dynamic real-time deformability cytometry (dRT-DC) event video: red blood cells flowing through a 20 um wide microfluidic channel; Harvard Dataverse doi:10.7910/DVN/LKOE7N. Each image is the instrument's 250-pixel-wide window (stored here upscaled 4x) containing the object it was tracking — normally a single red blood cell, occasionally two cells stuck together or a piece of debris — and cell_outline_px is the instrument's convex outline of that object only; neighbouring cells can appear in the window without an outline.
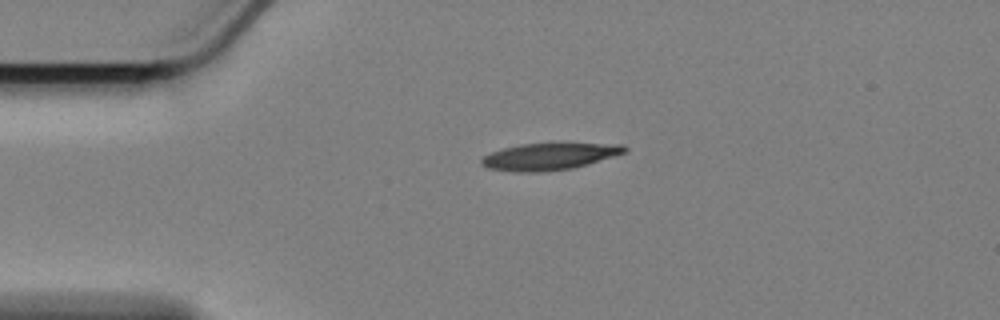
{"species": "Egyptian fruit bat (a non-hibernating species)", "species_latin": "Rousettus aegyptiacus", "temperature_condition": "cold", "stored_images_in_passage": 33, "camera_frame_rate_fps": 3000, "um_per_image_px": 0.085, "animal": {"sex": "female"}, "frame": {"image": 1, "passage_image": 1, "time_ms": 0.0, "image_size_px": [1000, 320], "cell_outline_px": [[628, 152], [588, 164], [572, 168], [540, 172], [516, 172], [488, 168], [480, 164], [480, 160], [484, 156], [492, 152], [504, 148], [520, 144], [624, 144], [628, 148]], "centroid_in_image_um": [46.7, 13.31], "position_along_channel_um": 38.3, "area_um2": 22.2}}
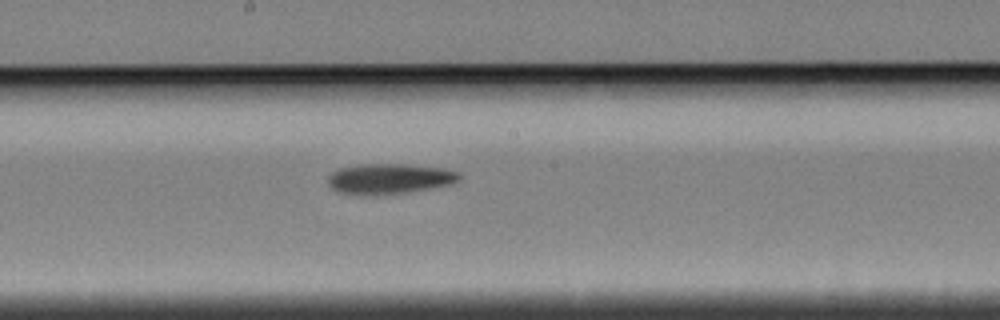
{"frame": {"image": 2, "passage_image": 19, "time_ms": 6.0, "image_size_px": [1000, 320], "cell_outline_px": [[460, 180], [452, 184], [408, 192], [360, 196], [336, 192], [328, 184], [328, 176], [332, 172], [340, 168], [356, 164], [404, 164], [444, 168], [460, 172]], "centroid_in_image_um": [33.07, 15.19], "position_along_channel_um": 215.1, "area_um2": 23.52}}
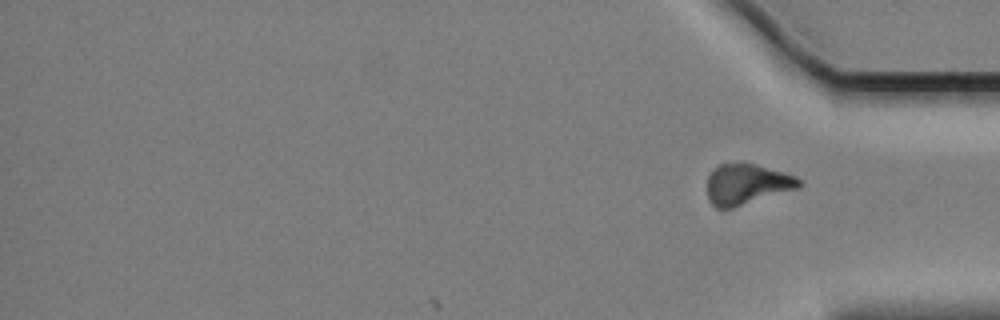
{"frame": {"image": 3, "passage_image": 33, "time_ms": 10.667, "image_size_px": [1000, 320], "cell_outline_px": [[804, 184], [800, 188], [732, 208], [716, 208], [708, 200], [708, 176], [712, 168], [720, 164], [756, 164], [784, 172], [796, 176]], "centroid_in_image_um": [63.5, 15.66], "position_along_channel_um": 371.7, "area_um2": 21.79}}